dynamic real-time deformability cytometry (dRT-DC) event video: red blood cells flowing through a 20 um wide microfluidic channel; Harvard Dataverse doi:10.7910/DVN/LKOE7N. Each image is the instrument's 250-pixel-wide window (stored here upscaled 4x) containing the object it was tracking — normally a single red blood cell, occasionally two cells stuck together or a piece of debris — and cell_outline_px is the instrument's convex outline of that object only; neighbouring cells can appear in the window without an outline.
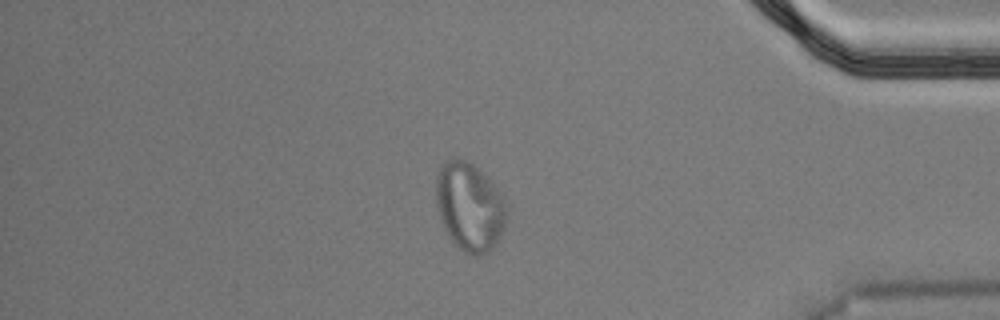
{"species": "Egyptian fruit bat (a non-hibernating species)", "species_latin": "Rousettus aegyptiacus", "temperature_condition": "cold", "stored_images_in_passage": 55, "segment_of_instrument_passage": [2, 2], "camera_frame_rate_fps": 3000, "um_per_image_px": 0.085, "animal": {"sex": "male"}, "frame": {"image": 1, "passage_image": 47, "time_ms": 15.333, "image_size_px": [1000, 320], "cell_outline_px": [[508, 216], [504, 228], [496, 244], [488, 252], [480, 256], [476, 256], [464, 252], [452, 244], [440, 220], [436, 204], [436, 176], [440, 164], [456, 156], [468, 160], [504, 196], [508, 204]], "centroid_in_image_um": [39.91, 17.59], "position_along_channel_um": 395.3, "area_um2": 37.05}}